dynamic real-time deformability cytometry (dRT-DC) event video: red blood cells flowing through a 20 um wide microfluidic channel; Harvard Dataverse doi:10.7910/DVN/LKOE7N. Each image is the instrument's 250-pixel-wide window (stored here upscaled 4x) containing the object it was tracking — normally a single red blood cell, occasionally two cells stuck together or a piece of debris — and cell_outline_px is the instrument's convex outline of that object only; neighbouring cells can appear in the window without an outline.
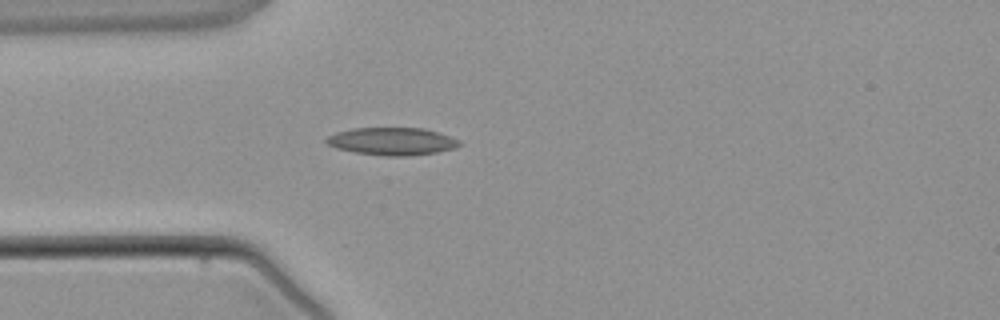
{"species": "common noctule bat (a hibernating species)", "species_latin": "Nyctalus noctula", "temperature_condition": "warm", "stored_images_in_passage": 1, "camera_frame_rate_fps": 3000, "um_per_image_px": 0.085, "animal": {"sex": "male", "body_mass_g": 21.5, "forearm_length_mm": 52.0}, "frame": {"image": 1, "passage_image": 1, "time_ms": 0.0, "image_size_px": [1000, 320], "cell_outline_px": [[460, 144], [456, 148], [436, 152], [408, 156], [384, 156], [356, 152], [336, 148], [328, 144], [324, 140], [328, 136], [336, 132], [352, 128], [424, 128], [460, 140]], "centroid_in_image_um": [33.31, 12.01], "position_along_channel_um": 51.7, "area_um2": 21.27}}